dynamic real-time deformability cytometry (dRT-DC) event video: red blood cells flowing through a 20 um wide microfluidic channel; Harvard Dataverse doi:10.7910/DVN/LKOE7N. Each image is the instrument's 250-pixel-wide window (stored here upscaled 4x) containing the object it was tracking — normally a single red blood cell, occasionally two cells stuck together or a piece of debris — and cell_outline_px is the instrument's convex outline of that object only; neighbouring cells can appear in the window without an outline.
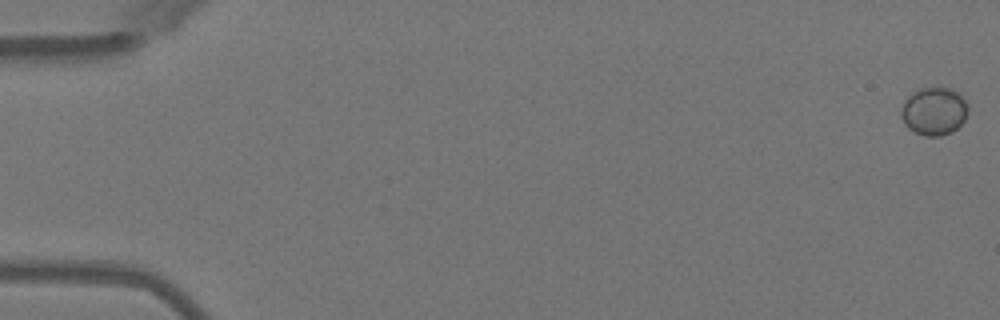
{"species": "Egyptian fruit bat (a non-hibernating species)", "species_latin": "Rousettus aegyptiacus", "temperature_condition": "warm", "stored_images_in_passage": 51, "camera_frame_rate_fps": 3000, "um_per_image_px": 0.085, "animal": {"sex": "female"}, "frame": {"image": 1, "passage_image": 1, "time_ms": 0.0, "image_size_px": [1000, 320], "cell_outline_px": [[968, 112], [964, 120], [952, 132], [940, 136], [924, 136], [908, 128], [904, 124], [900, 116], [900, 108], [904, 100], [912, 92], [920, 88], [936, 84], [944, 84], [960, 92], [968, 104]], "centroid_in_image_um": [79.39, 9.38], "position_along_channel_um": 5.6, "area_um2": 19.59}}
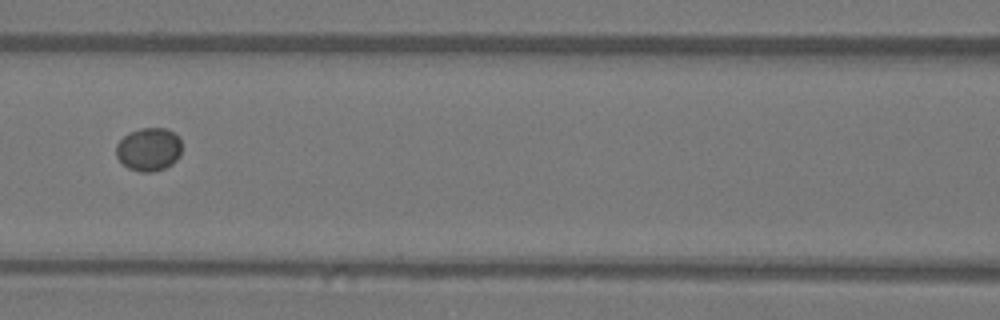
{"frame": {"image": 2, "passage_image": 24, "time_ms": 7.667, "image_size_px": [1000, 320], "cell_outline_px": [[180, 156], [172, 164], [164, 168], [152, 172], [140, 172], [128, 168], [116, 156], [116, 144], [128, 132], [140, 128], [168, 128], [176, 132], [180, 136]], "centroid_in_image_um": [12.66, 12.67], "position_along_channel_um": 153.9, "area_um2": 16.76}}
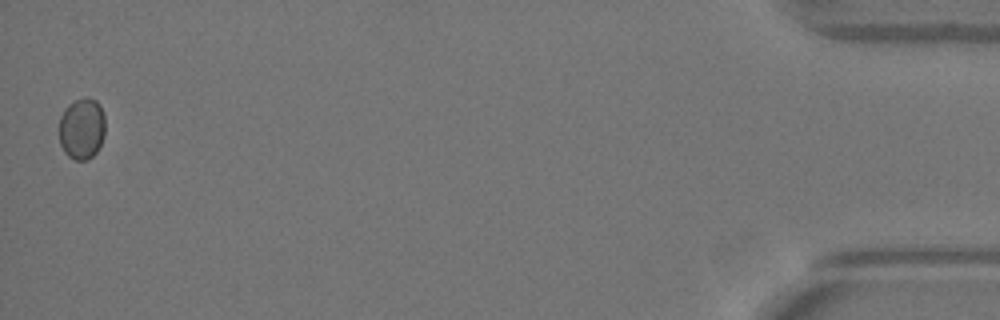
{"frame": {"image": 3, "passage_image": 51, "time_ms": 16.667, "image_size_px": [1000, 320], "cell_outline_px": [[104, 136], [96, 152], [88, 160], [76, 160], [68, 156], [64, 152], [60, 144], [60, 116], [64, 108], [68, 104], [84, 96], [88, 96], [96, 100], [100, 104], [104, 112]], "centroid_in_image_um": [6.96, 10.9], "position_along_channel_um": 428.2, "area_um2": 16.7}}